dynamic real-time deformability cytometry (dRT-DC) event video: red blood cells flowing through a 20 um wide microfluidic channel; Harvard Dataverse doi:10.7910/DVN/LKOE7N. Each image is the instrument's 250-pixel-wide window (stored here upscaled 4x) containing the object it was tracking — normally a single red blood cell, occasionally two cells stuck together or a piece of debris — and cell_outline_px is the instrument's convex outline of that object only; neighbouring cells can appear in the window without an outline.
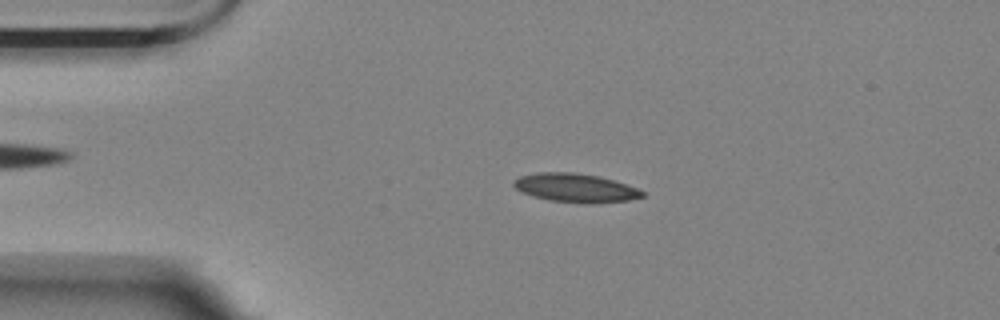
{"species": "Egyptian fruit bat (a non-hibernating species)", "species_latin": "Rousettus aegyptiacus", "temperature_condition": "room temperature", "stored_images_in_passage": 55, "camera_frame_rate_fps": 3000, "um_per_image_px": 0.085, "animal": {"sex": "female"}, "frame": {"image": 1, "passage_image": 10, "time_ms": 3.0, "image_size_px": [1000, 320], "cell_outline_px": [[644, 196], [628, 200], [596, 204], [584, 204], [548, 200], [524, 192], [516, 188], [512, 184], [512, 180], [520, 176], [536, 172], [572, 172], [600, 176], [636, 188], [644, 192]], "centroid_in_image_um": [48.9, 15.97], "position_along_channel_um": 36.1, "area_um2": 21.5}}
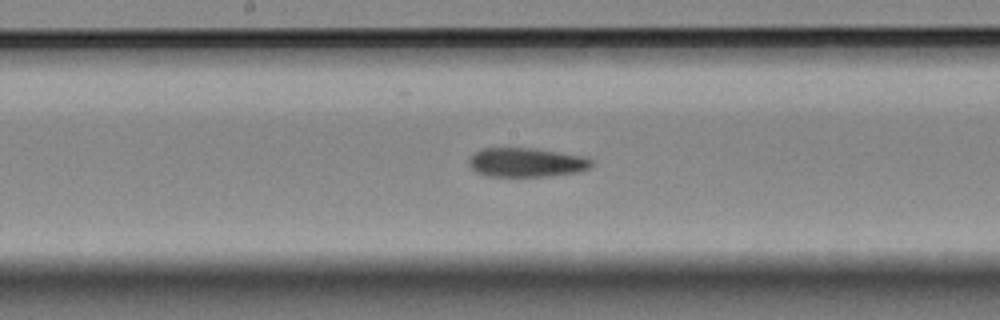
{"frame": {"image": 2, "passage_image": 27, "time_ms": 8.667, "image_size_px": [1000, 320], "cell_outline_px": [[592, 168], [576, 172], [544, 176], [484, 176], [476, 172], [468, 164], [468, 160], [476, 152], [484, 148], [532, 148], [584, 156], [592, 160]], "centroid_in_image_um": [44.73, 13.81], "position_along_channel_um": 203.5, "area_um2": 20.69}}
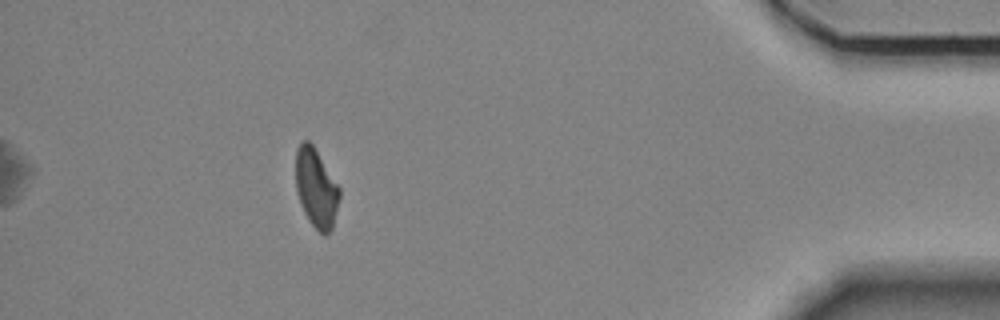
{"frame": {"image": 3, "passage_image": 49, "time_ms": 16.0, "image_size_px": [1000, 320], "cell_outline_px": [[340, 196], [332, 228], [324, 236], [312, 224], [304, 212], [300, 204], [296, 192], [296, 148], [300, 140], [308, 140], [312, 144], [340, 188]], "centroid_in_image_um": [26.85, 15.96], "position_along_channel_um": 408.3, "area_um2": 20.0}, "authors_computed_cell_mechanics": {"area_um2": 20.9814, "velocity_mm_per_s": 3.5158, "shape_relaxation_time_tau1_ms": null, "shape_relaxation_time_tau2_ms": 10.1539, "deformation_change_tau1": null, "deformation_change_tau2": 0.1794}}